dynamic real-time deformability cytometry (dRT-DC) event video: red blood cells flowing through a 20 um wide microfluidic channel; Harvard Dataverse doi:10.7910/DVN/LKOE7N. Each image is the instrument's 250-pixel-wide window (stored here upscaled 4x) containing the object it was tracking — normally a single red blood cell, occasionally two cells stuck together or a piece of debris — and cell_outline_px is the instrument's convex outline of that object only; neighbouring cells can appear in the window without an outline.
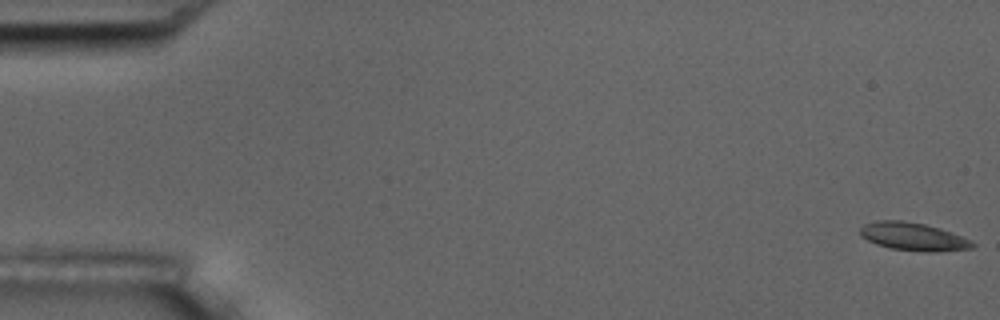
{"species": "common noctule bat (a hibernating species)", "species_latin": "Nyctalus noctula", "temperature_condition": "room temperature", "stored_images_in_passage": 6, "camera_frame_rate_fps": 3000, "um_per_image_px": 0.085, "animal": {"sex": "male", "body_mass_g": 17.5, "forearm_length_mm": 52.3}, "frame": {"image": 1, "passage_image": 1, "time_ms": 0.0, "image_size_px": [1000, 320], "cell_outline_px": [[976, 244], [972, 248], [928, 252], [892, 248], [876, 244], [860, 236], [860, 228], [864, 224], [876, 220], [904, 220], [924, 224], [940, 228], [952, 232]], "centroid_in_image_um": [77.58, 20.09], "position_along_channel_um": 7.4, "area_um2": 18.09}}
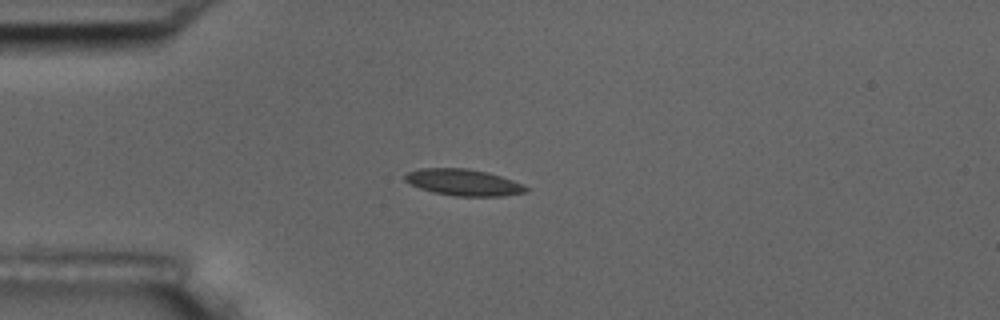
{"frame": {"image": 2, "passage_image": 5, "time_ms": 1.333, "image_size_px": [1000, 320], "cell_outline_px": [[528, 192], [504, 196], [456, 196], [432, 192], [420, 188], [404, 180], [404, 176], [408, 172], [420, 168], [468, 168], [488, 172], [524, 184], [528, 188]], "centroid_in_image_um": [39.42, 15.5], "position_along_channel_um": 45.6, "area_um2": 18.73}}
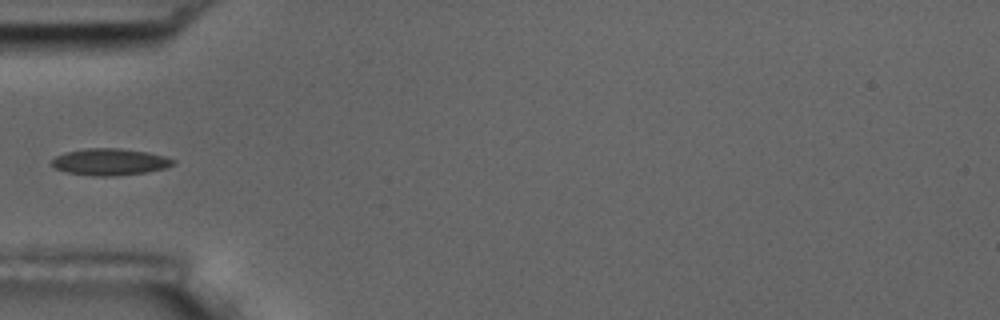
{"frame": {"image": 3, "passage_image": 6, "time_ms": 1.667, "image_size_px": [1000, 320], "cell_outline_px": [[176, 164], [168, 168], [144, 172], [108, 176], [92, 176], [68, 172], [56, 168], [52, 164], [52, 160], [56, 156], [64, 152], [88, 148], [120, 148], [148, 152], [164, 156], [176, 160]], "centroid_in_image_um": [9.38, 13.75], "position_along_channel_um": 75.6, "area_um2": 18.84}}